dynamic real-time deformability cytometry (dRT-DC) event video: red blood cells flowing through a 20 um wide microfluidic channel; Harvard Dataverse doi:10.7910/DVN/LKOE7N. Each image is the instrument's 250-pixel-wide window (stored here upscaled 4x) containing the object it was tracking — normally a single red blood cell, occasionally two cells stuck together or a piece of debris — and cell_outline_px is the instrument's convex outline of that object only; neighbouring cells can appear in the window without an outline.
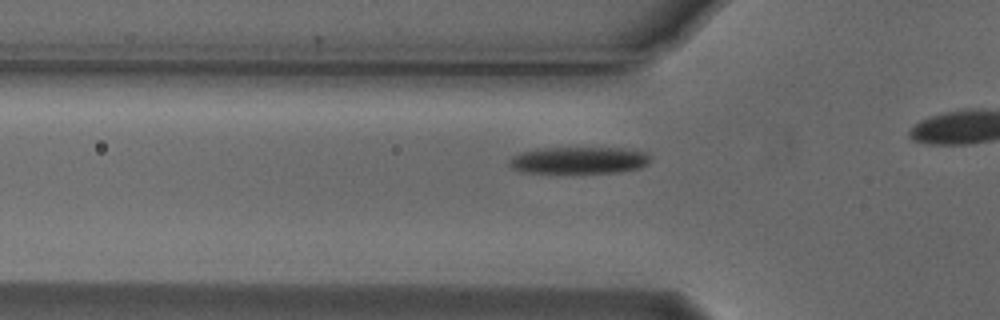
{"species": "Egyptian fruit bat (a non-hibernating species)", "species_latin": "Rousettus aegyptiacus", "temperature_condition": "cold", "stored_images_in_passage": 12, "camera_frame_rate_fps": 3000, "um_per_image_px": 0.085, "animal": {"sex": "male"}, "frame": {"image": 1, "passage_image": 6, "time_ms": 1.667, "image_size_px": [1000, 320], "cell_outline_px": [[652, 160], [648, 164], [640, 168], [620, 172], [572, 176], [524, 172], [512, 168], [508, 164], [508, 160], [512, 156], [520, 152], [536, 148], [624, 148], [648, 152]], "centroid_in_image_um": [49.2, 13.67], "position_along_channel_um": 76.6, "area_um2": 23.64}}
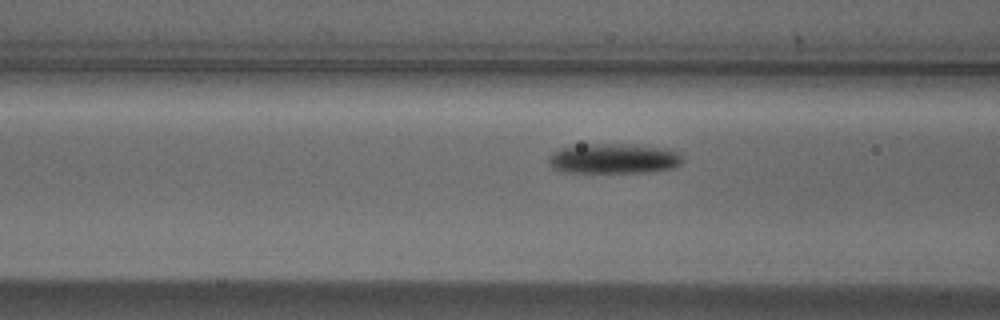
{"frame": {"image": 2, "passage_image": 9, "time_ms": 2.667, "image_size_px": [1000, 320], "cell_outline_px": [[684, 160], [680, 164], [672, 168], [652, 172], [564, 172], [552, 168], [548, 164], [548, 160], [552, 152], [560, 148], [584, 144], [624, 144], [668, 148], [680, 152]], "centroid_in_image_um": [52.18, 13.48], "position_along_channel_um": 114.4, "area_um2": 23.7}}